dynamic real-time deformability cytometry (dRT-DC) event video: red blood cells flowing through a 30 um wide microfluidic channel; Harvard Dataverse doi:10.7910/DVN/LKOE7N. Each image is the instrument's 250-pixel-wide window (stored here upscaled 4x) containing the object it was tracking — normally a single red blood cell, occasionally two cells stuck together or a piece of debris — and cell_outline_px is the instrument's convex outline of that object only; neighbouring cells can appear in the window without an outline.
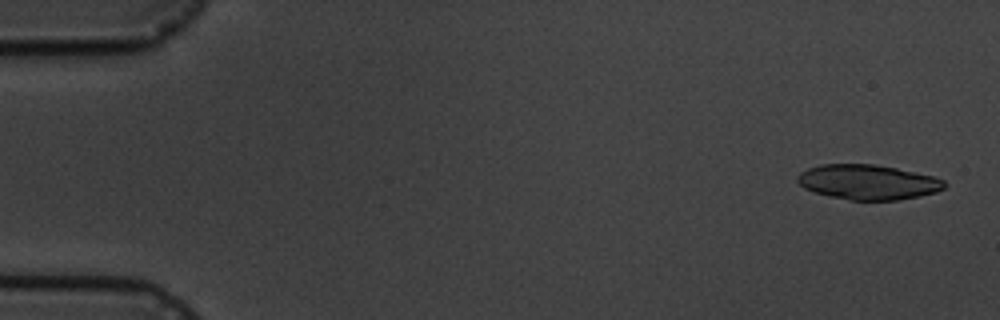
{"species": "common noctule bat (a hibernating species)", "species_latin": "Nyctalus noctula", "temperature_condition": "cold", "stored_images_in_passage": 5, "camera_frame_rate_fps": 3000, "um_per_image_px": 0.085, "animal": {"sex": "male", "body_mass_g": 19.5, "forearm_length_mm": 54.6}, "frame": {"image": 1, "passage_image": 1, "time_ms": 0.0, "image_size_px": [1000, 320], "cell_outline_px": [[948, 184], [944, 188], [936, 192], [920, 196], [900, 200], [852, 200], [832, 196], [816, 192], [804, 188], [796, 180], [796, 176], [800, 172], [808, 168], [820, 164], [872, 164], [896, 168], [932, 176], [944, 180]], "centroid_in_image_um": [73.78, 15.47], "position_along_channel_um": 11.2, "area_um2": 29.82}}